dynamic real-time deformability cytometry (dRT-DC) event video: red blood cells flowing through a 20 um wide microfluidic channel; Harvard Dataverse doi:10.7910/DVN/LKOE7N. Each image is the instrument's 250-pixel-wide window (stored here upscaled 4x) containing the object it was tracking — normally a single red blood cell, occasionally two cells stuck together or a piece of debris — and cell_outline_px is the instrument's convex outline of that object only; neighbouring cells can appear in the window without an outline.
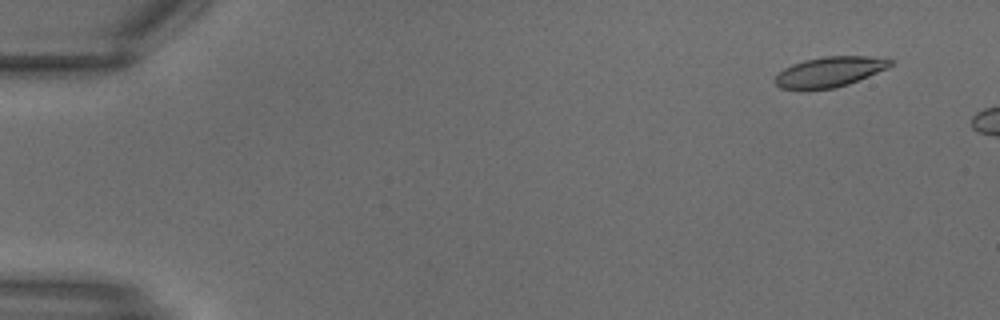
{"species": "common noctule bat (a hibernating species)", "species_latin": "Nyctalus noctula", "temperature_condition": "warm", "stored_images_in_passage": 4, "camera_frame_rate_fps": 3000, "um_per_image_px": 0.085, "animal": {"sex": "male", "body_mass_g": 18.8}, "frame": {"image": 1, "passage_image": 1, "time_ms": 0.0, "image_size_px": [1000, 320], "cell_outline_px": [[892, 64], [888, 68], [848, 84], [832, 88], [804, 92], [780, 88], [772, 80], [784, 68], [792, 64], [804, 60], [824, 56], [888, 56], [892, 60]], "centroid_in_image_um": [70.5, 6.12], "position_along_channel_um": 14.5, "area_um2": 20.92}}